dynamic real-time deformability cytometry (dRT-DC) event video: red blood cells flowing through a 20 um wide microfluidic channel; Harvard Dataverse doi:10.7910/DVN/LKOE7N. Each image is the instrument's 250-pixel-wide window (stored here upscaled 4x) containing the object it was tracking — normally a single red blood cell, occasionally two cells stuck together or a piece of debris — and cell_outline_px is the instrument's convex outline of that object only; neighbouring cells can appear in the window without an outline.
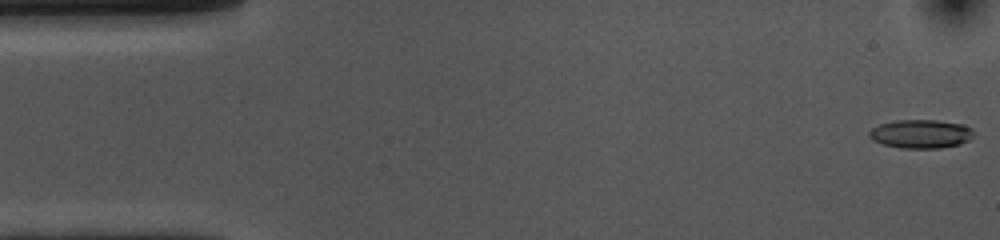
{"species": "common noctule bat (a hibernating species)", "species_latin": "Nyctalus noctula", "temperature_condition": "cold", "stored_images_in_passage": 53, "camera_frame_rate_fps": 3000, "um_per_image_px": 0.085, "animal": {"sex": "female", "body_mass_g": 10.0, "forearm_length_mm": 53.1}, "frame": {"image": 1, "passage_image": 1, "time_ms": 0.0, "image_size_px": [1000, 240], "cell_outline_px": [[972, 136], [968, 140], [960, 144], [940, 148], [900, 148], [884, 144], [872, 140], [868, 136], [868, 132], [872, 128], [880, 124], [896, 120], [936, 120], [964, 124], [972, 128]], "centroid_in_image_um": [78.26, 11.38], "position_along_channel_um": 6.7, "area_um2": 17.46}}
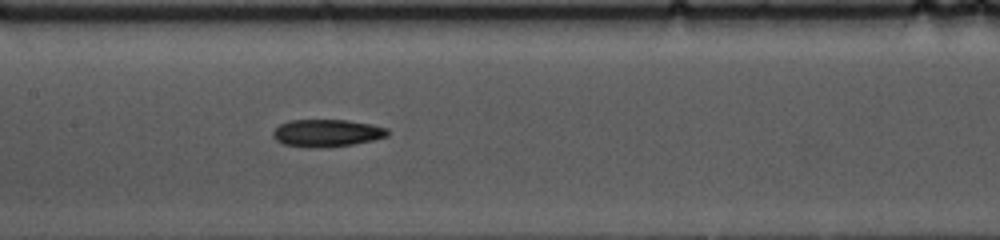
{"frame": {"image": 2, "passage_image": 24, "time_ms": 7.667, "image_size_px": [1000, 240], "cell_outline_px": [[388, 136], [372, 140], [352, 144], [324, 148], [308, 148], [284, 144], [276, 140], [272, 136], [272, 132], [280, 124], [288, 120], [348, 120], [372, 124], [388, 128]], "centroid_in_image_um": [27.77, 11.31], "position_along_channel_um": 179.6, "area_um2": 18.44}}
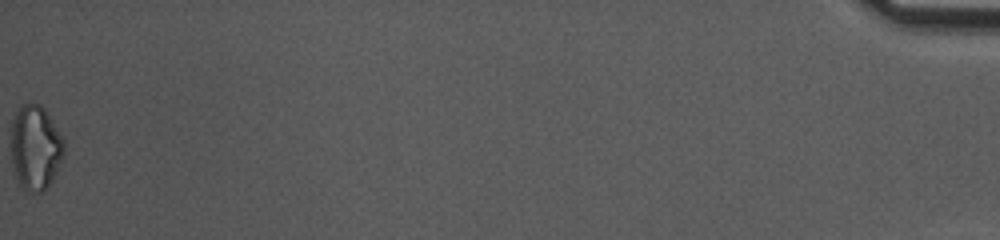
{"frame": {"image": 3, "passage_image": 53, "time_ms": 17.333, "image_size_px": [1000, 240], "cell_outline_px": [[64, 152], [52, 180], [40, 192], [28, 192], [20, 184], [16, 176], [12, 164], [12, 120], [16, 112], [24, 104], [40, 104], [44, 108], [64, 140]], "centroid_in_image_um": [3.0, 12.53], "position_along_channel_um": 432.2, "area_um2": 25.55}, "authors_computed_cell_mechanics": {"area_um2": 18.2648, "velocity_mm_per_s": 3.7345, "shape_relaxation_time_tau1_ms": 8.3058, "shape_relaxation_time_tau2_ms": null, "deformation_change_tau1": 0.1657, "deformation_change_tau2": null}}